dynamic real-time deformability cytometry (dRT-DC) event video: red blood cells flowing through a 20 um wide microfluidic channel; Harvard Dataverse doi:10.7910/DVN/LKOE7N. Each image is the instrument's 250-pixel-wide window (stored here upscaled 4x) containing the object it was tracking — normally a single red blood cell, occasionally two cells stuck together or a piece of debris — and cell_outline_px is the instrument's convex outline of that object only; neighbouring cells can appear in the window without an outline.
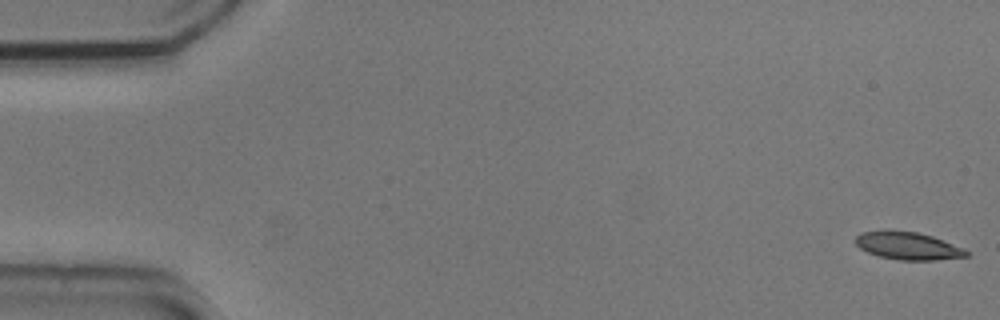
{"species": "common noctule bat (a hibernating species)", "species_latin": "Nyctalus noctula", "temperature_condition": "cold", "stored_images_in_passage": 55, "camera_frame_rate_fps": 3000, "um_per_image_px": 0.085, "animal": {"sex": "male", "body_mass_g": 20.5, "forearm_length_mm": 52.5}, "frame": {"image": 1, "passage_image": 1, "time_ms": 0.0, "image_size_px": [1000, 320], "cell_outline_px": [[968, 256], [936, 260], [900, 260], [880, 256], [868, 252], [860, 248], [856, 244], [856, 236], [860, 232], [884, 228], [888, 228], [916, 232], [932, 236], [964, 248], [968, 252]], "centroid_in_image_um": [77.13, 20.86], "position_along_channel_um": 7.9, "area_um2": 18.15}}
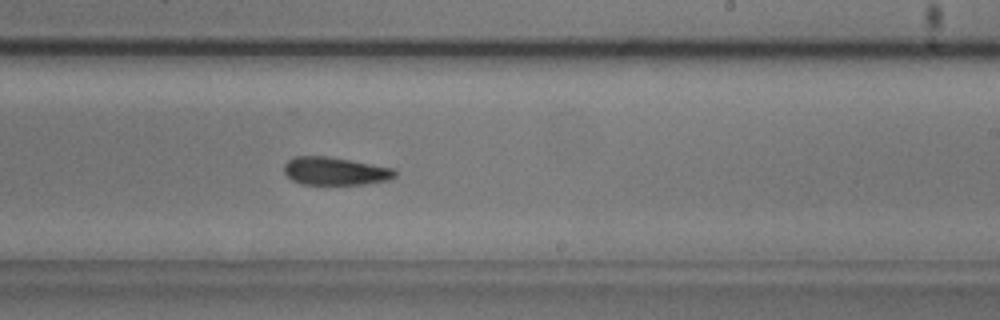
{"frame": {"image": 2, "passage_image": 33, "time_ms": 10.667, "image_size_px": [1000, 320], "cell_outline_px": [[396, 176], [388, 180], [364, 184], [304, 184], [292, 180], [284, 172], [284, 164], [288, 160], [296, 156], [328, 156], [396, 168]], "centroid_in_image_um": [28.51, 14.53], "position_along_channel_um": 260.5, "area_um2": 18.09}}
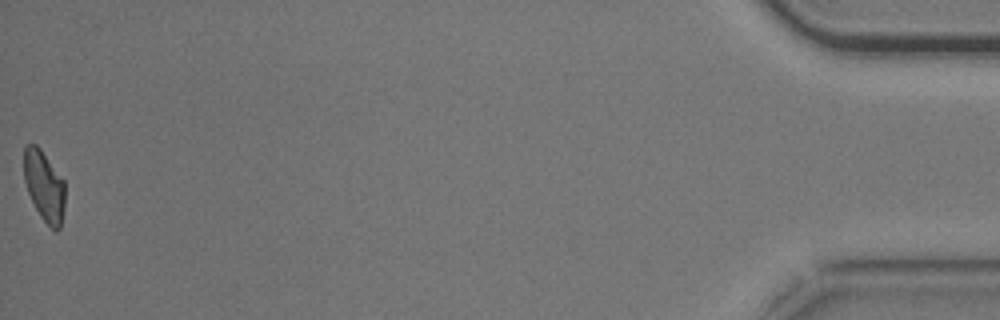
{"frame": {"image": 3, "passage_image": 55, "time_ms": 18.0, "image_size_px": [1000, 320], "cell_outline_px": [[64, 208], [60, 228], [56, 232], [40, 216], [28, 192], [24, 180], [24, 148], [28, 144], [36, 144], [40, 148], [64, 180]], "centroid_in_image_um": [3.76, 15.8], "position_along_channel_um": 431.4, "area_um2": 16.7}, "authors_computed_cell_mechanics": {"area_um2": 18.4382, "velocity_mm_per_s": 3.6795, "shape_relaxation_time_tau1_ms": 3.1896, "shape_relaxation_time_tau2_ms": 3.9717, "deformation_change_tau1": 0.1171, "deformation_change_tau2": 0.1124}}